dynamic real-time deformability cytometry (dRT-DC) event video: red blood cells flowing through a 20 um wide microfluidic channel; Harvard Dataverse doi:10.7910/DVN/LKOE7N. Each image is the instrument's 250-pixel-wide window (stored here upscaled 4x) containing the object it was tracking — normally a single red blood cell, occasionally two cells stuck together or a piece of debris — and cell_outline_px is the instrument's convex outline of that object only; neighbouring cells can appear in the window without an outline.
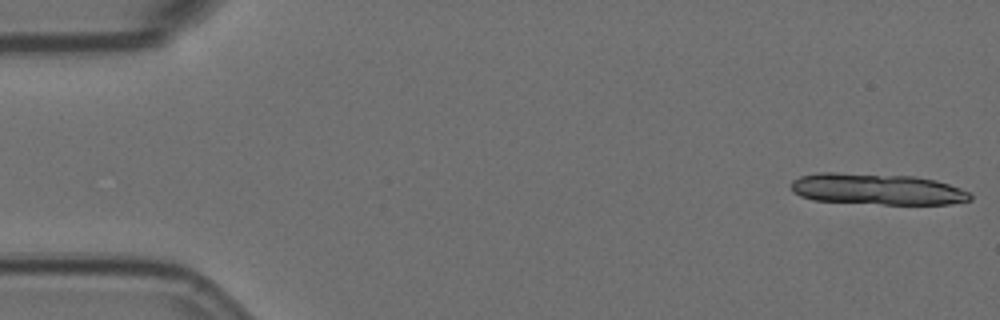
{"species": "Egyptian fruit bat (a non-hibernating species)", "species_latin": "Rousettus aegyptiacus", "temperature_condition": "room temperature", "stored_images_in_passage": 13, "camera_frame_rate_fps": 3000, "um_per_image_px": 0.085, "animal": {"sex": "female"}, "frame": {"image": 1, "passage_image": 1, "time_ms": 0.0, "image_size_px": [1000, 320], "cell_outline_px": [[972, 200], [948, 204], [884, 204], [812, 200], [800, 196], [792, 192], [792, 180], [800, 176], [816, 172], [836, 172], [916, 176], [936, 180], [960, 188], [968, 192], [972, 196]], "centroid_in_image_um": [74.52, 16.07], "position_along_channel_um": 10.5, "area_um2": 32.77}}